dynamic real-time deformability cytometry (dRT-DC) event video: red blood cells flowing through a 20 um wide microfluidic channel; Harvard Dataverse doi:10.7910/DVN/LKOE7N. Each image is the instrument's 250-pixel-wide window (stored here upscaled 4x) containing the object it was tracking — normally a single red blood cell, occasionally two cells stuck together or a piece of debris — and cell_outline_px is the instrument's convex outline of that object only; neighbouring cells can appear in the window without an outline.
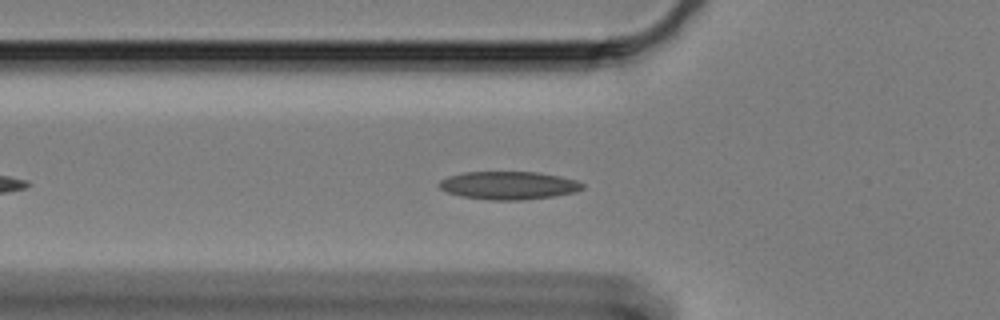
{"species": "Egyptian fruit bat (a non-hibernating species)", "species_latin": "Rousettus aegyptiacus", "temperature_condition": "cold", "stored_images_in_passage": 40, "camera_frame_rate_fps": 3000, "um_per_image_px": 0.085, "animal": {"sex": "female"}, "frame": {"image": 1, "passage_image": 10, "time_ms": 3.0, "image_size_px": [1000, 320], "cell_outline_px": [[584, 188], [576, 192], [552, 196], [524, 200], [488, 200], [460, 196], [448, 192], [440, 188], [436, 184], [440, 180], [448, 176], [464, 172], [536, 172], [560, 176], [576, 180], [584, 184]], "centroid_in_image_um": [43.22, 15.76], "position_along_channel_um": 82.6, "area_um2": 23.52}}
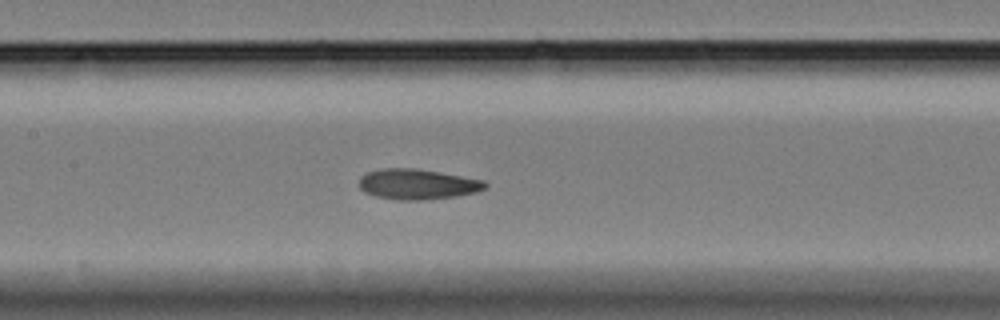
{"frame": {"image": 2, "passage_image": 18, "time_ms": 5.667, "image_size_px": [1000, 320], "cell_outline_px": [[488, 184], [484, 188], [476, 192], [456, 196], [424, 200], [396, 200], [376, 196], [364, 192], [360, 188], [360, 176], [368, 172], [384, 168], [416, 168], [440, 172], [484, 180]], "centroid_in_image_um": [35.48, 15.66], "position_along_channel_um": 171.9, "area_um2": 22.31}}
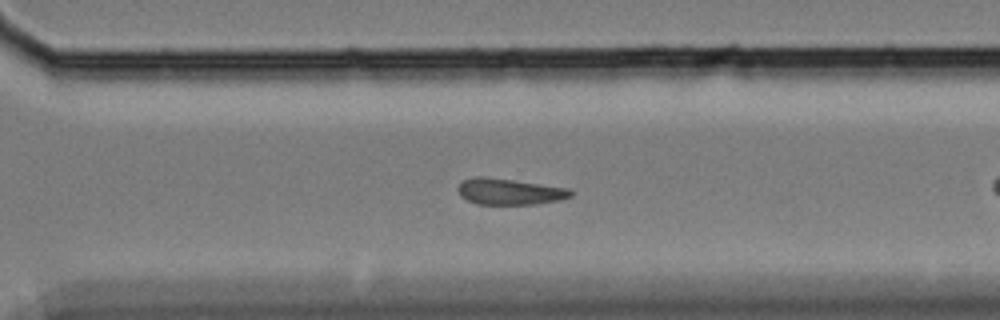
{"frame": {"image": 3, "passage_image": 28, "time_ms": 9.0, "image_size_px": [1000, 320], "cell_outline_px": [[572, 196], [560, 200], [536, 204], [476, 204], [460, 196], [456, 188], [464, 180], [476, 176], [480, 176], [512, 180], [568, 188], [572, 192]], "centroid_in_image_um": [43.28, 16.29], "position_along_channel_um": 327.3, "area_um2": 17.05}, "authors_computed_cell_mechanics": {"area_um2": 18.3515, "velocity_mm_per_s": 3.3149, "shape_relaxation_time_tau1_ms": null, "shape_relaxation_time_tau2_ms": 11.2283, "deformation_change_tau1": null, "deformation_change_tau2": 0.2045}}